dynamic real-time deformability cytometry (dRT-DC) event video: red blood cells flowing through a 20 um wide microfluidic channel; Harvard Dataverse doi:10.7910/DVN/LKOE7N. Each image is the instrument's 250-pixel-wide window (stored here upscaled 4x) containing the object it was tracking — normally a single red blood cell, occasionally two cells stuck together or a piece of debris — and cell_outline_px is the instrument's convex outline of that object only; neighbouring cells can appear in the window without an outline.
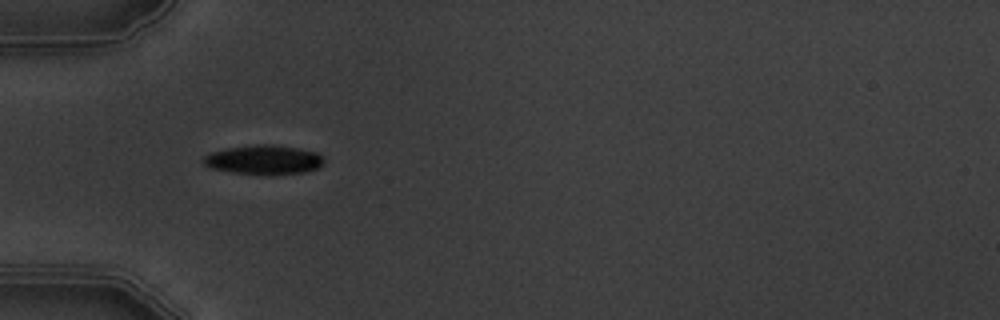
{"species": "common noctule bat (a hibernating species)", "species_latin": "Nyctalus noctula", "temperature_condition": "warm", "stored_images_in_passage": 2, "camera_frame_rate_fps": 3000, "um_per_image_px": 0.085, "animal": {"sex": "male", "body_mass_g": 19.5, "forearm_length_mm": 54.6}, "frame": {"image": 1, "passage_image": 1, "time_ms": 0.0, "image_size_px": [1000, 320], "cell_outline_px": [[324, 164], [316, 168], [304, 172], [272, 176], [268, 176], [232, 172], [212, 168], [204, 164], [200, 160], [204, 156], [212, 152], [228, 148], [256, 144], [272, 144], [296, 148], [316, 152], [324, 156]], "centroid_in_image_um": [22.44, 13.6], "position_along_channel_um": 62.6, "area_um2": 20.87}}